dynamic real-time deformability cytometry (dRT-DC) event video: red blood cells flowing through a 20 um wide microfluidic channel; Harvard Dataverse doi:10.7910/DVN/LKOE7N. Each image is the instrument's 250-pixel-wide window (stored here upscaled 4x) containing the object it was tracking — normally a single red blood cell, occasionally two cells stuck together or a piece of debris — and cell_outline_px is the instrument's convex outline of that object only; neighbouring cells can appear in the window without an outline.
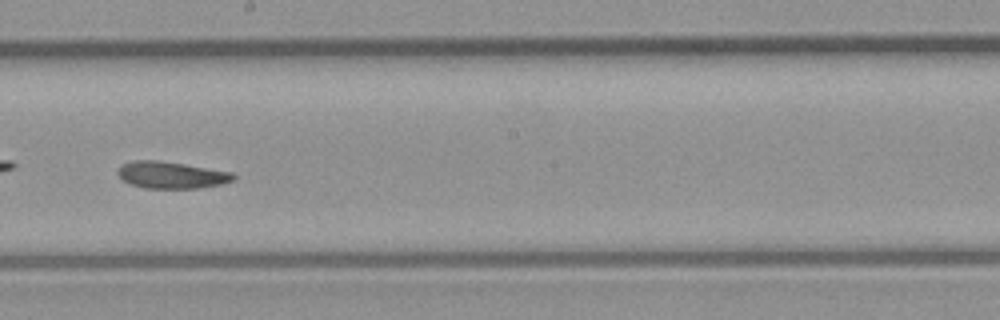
{"species": "common noctule bat (a hibernating species)", "species_latin": "Nyctalus noctula", "temperature_condition": "room temperature", "stored_images_in_passage": 48, "camera_frame_rate_fps": 3000, "um_per_image_px": 0.085, "animal": {"sex": "male", "body_mass_g": 23.1, "forearm_length_mm": 52.7}, "frame": {"image": 1, "passage_image": 28, "time_ms": 9.0, "image_size_px": [1000, 320], "cell_outline_px": [[236, 180], [220, 184], [200, 188], [144, 188], [132, 184], [124, 180], [116, 172], [120, 164], [132, 160], [156, 160], [184, 164], [232, 172], [236, 176]], "centroid_in_image_um": [14.56, 14.87], "position_along_channel_um": 233.6, "area_um2": 18.09}, "authors_computed_cell_mechanics": {"area_um2": 18.496, "velocity_mm_per_s": 4.323, "shape_relaxation_time_tau1_ms": 11.3803, "shape_relaxation_time_tau2_ms": 9.9672, "deformation_change_tau1": 0.216, "deformation_change_tau2": 0.1788}}